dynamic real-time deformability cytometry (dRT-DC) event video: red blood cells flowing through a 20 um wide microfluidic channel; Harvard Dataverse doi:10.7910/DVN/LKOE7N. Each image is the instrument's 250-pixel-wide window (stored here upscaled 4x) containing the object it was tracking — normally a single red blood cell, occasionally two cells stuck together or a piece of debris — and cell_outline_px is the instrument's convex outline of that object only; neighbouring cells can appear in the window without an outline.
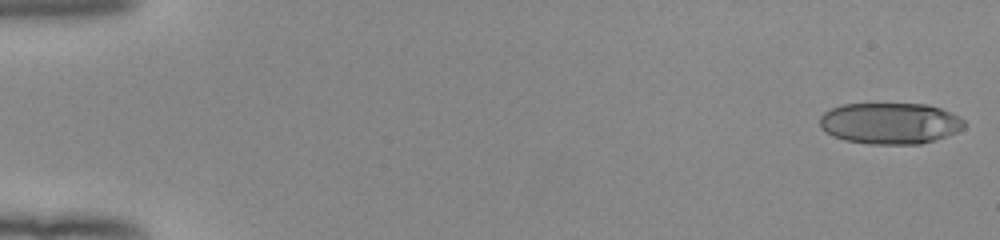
{"species": "human", "species_latin": "Homo sapiens", "temperature_condition": "room temperature", "stored_images_in_passage": 52, "camera_frame_rate_fps": 3000, "um_per_image_px": 0.085, "donor": {"sex": "female"}, "frame": {"image": 1, "passage_image": 1, "time_ms": 0.0, "image_size_px": [1000, 240], "cell_outline_px": [[964, 128], [956, 132], [920, 144], [868, 144], [844, 140], [832, 136], [820, 128], [820, 116], [824, 112], [832, 108], [844, 104], [928, 104], [952, 112], [960, 116], [964, 120]], "centroid_in_image_um": [75.64, 10.48], "position_along_channel_um": 9.4, "area_um2": 34.85}}
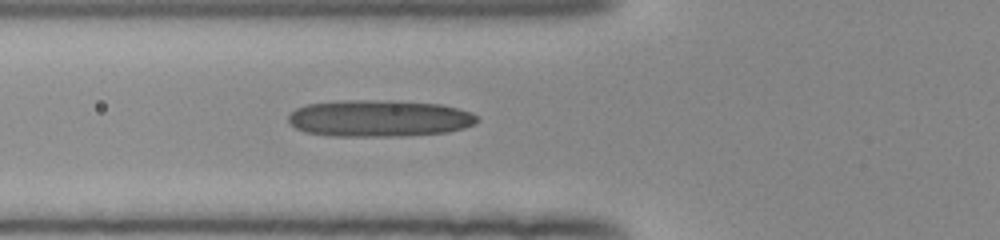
{"frame": {"image": 2, "passage_image": 20, "time_ms": 6.333, "image_size_px": [1000, 240], "cell_outline_px": [[480, 120], [464, 128], [448, 132], [400, 136], [332, 136], [304, 132], [296, 128], [288, 120], [288, 116], [296, 108], [304, 104], [340, 100], [392, 100], [440, 104], [472, 112], [480, 116]], "centroid_in_image_um": [32.23, 10.05], "position_along_channel_um": 93.6, "area_um2": 40.81}}
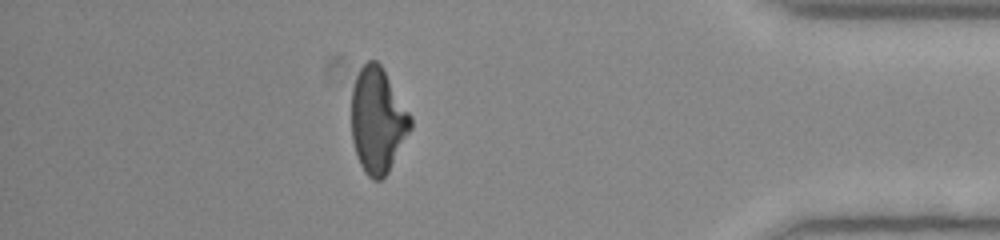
{"frame": {"image": 3, "passage_image": 46, "time_ms": 15.0, "image_size_px": [1000, 240], "cell_outline_px": [[412, 128], [388, 172], [380, 180], [372, 180], [364, 172], [356, 156], [352, 140], [352, 88], [356, 76], [360, 68], [368, 60], [376, 60], [380, 64], [412, 116]], "centroid_in_image_um": [32.1, 10.24], "position_along_channel_um": 403.1, "area_um2": 36.3}, "authors_computed_cell_mechanics": {"area_um2": 37.5411, "velocity_mm_per_s": 3.9815, "shape_relaxation_time_tau1_ms": null, "shape_relaxation_time_tau2_ms": 2.2376, "deformation_change_tau1": null, "deformation_change_tau2": 0.1383}}